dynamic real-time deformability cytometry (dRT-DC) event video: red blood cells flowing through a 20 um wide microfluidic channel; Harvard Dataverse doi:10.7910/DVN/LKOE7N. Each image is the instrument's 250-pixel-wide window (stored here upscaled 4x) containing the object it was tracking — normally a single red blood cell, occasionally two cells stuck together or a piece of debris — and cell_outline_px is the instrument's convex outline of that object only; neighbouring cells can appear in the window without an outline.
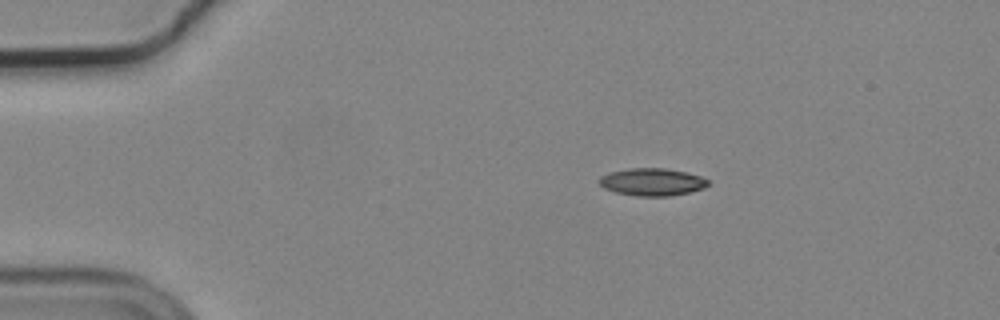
{"species": "common noctule bat (a hibernating species)", "species_latin": "Nyctalus noctula", "temperature_condition": "cold", "stored_images_in_passage": 46, "camera_frame_rate_fps": 3000, "um_per_image_px": 0.085, "animal": {"sex": "male", "body_mass_g": 19.2, "forearm_length_mm": 51.8}, "frame": {"image": 1, "passage_image": 1, "time_ms": 0.0, "image_size_px": [1000, 320], "cell_outline_px": [[708, 184], [704, 188], [688, 192], [668, 196], [636, 196], [616, 192], [604, 188], [596, 180], [600, 176], [608, 172], [628, 168], [664, 168], [684, 172], [700, 176], [708, 180]], "centroid_in_image_um": [55.37, 15.46], "position_along_channel_um": 29.6, "area_um2": 17.4}}
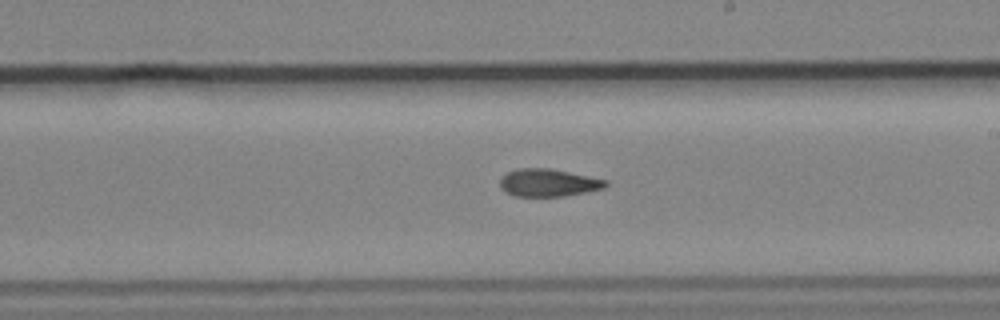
{"frame": {"image": 2, "passage_image": 23, "time_ms": 7.333, "image_size_px": [1000, 320], "cell_outline_px": [[608, 184], [604, 188], [564, 196], [516, 196], [500, 188], [500, 176], [516, 168], [552, 168], [608, 180]], "centroid_in_image_um": [46.6, 15.51], "position_along_channel_um": 242.4, "area_um2": 17.05}}
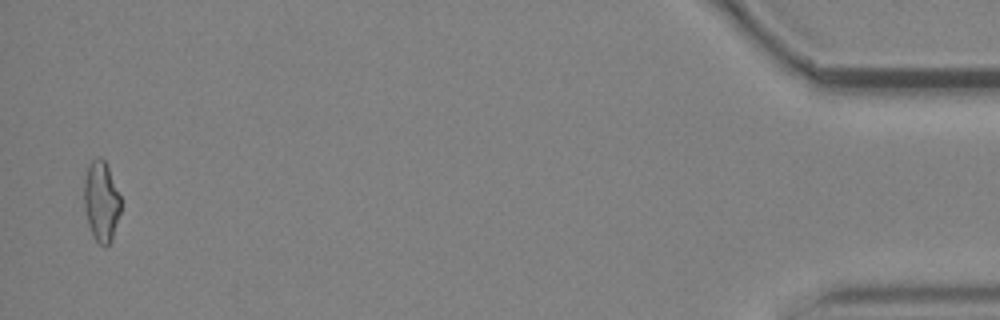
{"frame": {"image": 3, "passage_image": 45, "time_ms": 14.667, "image_size_px": [1000, 320], "cell_outline_px": [[120, 212], [112, 240], [104, 248], [92, 236], [88, 224], [84, 204], [84, 180], [88, 164], [96, 156], [100, 156], [104, 160], [108, 168], [120, 196]], "centroid_in_image_um": [8.59, 17.12], "position_along_channel_um": 426.6, "area_um2": 17.17}, "authors_computed_cell_mechanics": {"area_um2": 17.3689, "velocity_mm_per_s": 3.7273, "shape_relaxation_time_tau1_ms": null, "shape_relaxation_time_tau2_ms": 7.4088, "deformation_change_tau1": null, "deformation_change_tau2": 0.1718}}